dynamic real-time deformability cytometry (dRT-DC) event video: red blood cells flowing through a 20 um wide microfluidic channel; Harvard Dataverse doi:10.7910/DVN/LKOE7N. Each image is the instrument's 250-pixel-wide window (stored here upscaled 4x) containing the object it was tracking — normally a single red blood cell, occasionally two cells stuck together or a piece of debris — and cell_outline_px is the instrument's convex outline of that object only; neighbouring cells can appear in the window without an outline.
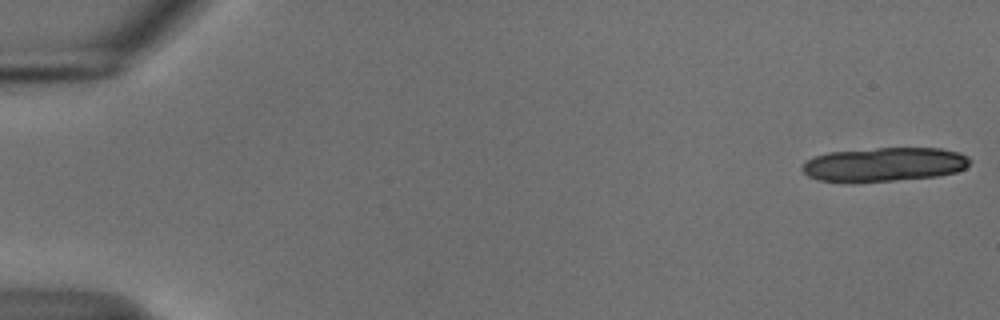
{"species": "common noctule bat (a hibernating species)", "species_latin": "Nyctalus noctula", "temperature_condition": "cold", "stored_images_in_passage": 19, "camera_frame_rate_fps": 3000, "um_per_image_px": 0.085, "animal": {"sex": "male", "body_mass_g": 18.8}, "frame": {"image": 1, "passage_image": 1, "time_ms": 0.0, "image_size_px": [1000, 320], "cell_outline_px": [[972, 160], [964, 168], [956, 172], [936, 176], [852, 184], [816, 180], [808, 176], [800, 168], [808, 160], [816, 156], [828, 152], [876, 148], [940, 148], [960, 152], [968, 156]], "centroid_in_image_um": [75.13, 13.99], "position_along_channel_um": 9.9, "area_um2": 33.7}}